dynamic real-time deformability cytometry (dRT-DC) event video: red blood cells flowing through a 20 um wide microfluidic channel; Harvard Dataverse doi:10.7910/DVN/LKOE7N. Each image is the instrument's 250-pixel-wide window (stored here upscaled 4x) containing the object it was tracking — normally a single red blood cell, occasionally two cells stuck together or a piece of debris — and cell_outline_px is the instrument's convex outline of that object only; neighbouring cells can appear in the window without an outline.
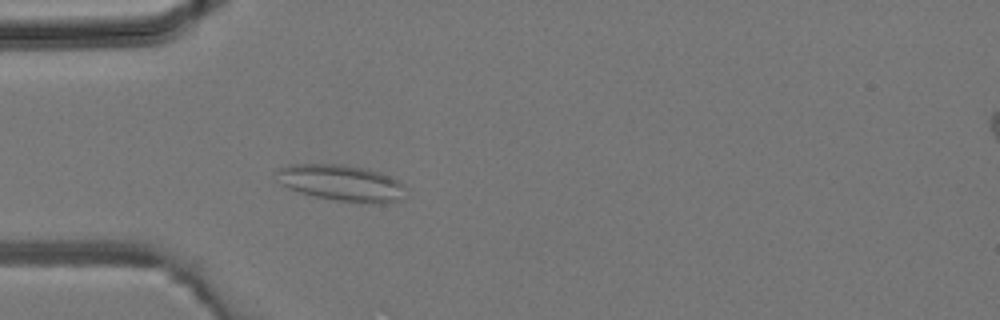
{"species": "common noctule bat (a hibernating species)", "species_latin": "Nyctalus noctula", "temperature_condition": "room temperature", "stored_images_in_passage": 27, "camera_frame_rate_fps": 3000, "um_per_image_px": 0.085, "animal": {"sex": "male", "body_mass_g": 19.2, "forearm_length_mm": 51.8}, "frame": {"image": 1, "passage_image": 5, "time_ms": 1.333, "image_size_px": [1000, 320], "cell_outline_px": [[404, 188], [400, 200], [384, 204], [380, 204], [336, 200], [316, 196], [300, 192], [288, 188], [284, 184], [276, 172], [276, 168], [288, 164], [344, 164], [364, 168], [380, 172], [404, 184]], "centroid_in_image_um": [29.03, 15.54], "position_along_channel_um": 56.0, "area_um2": 26.99}}
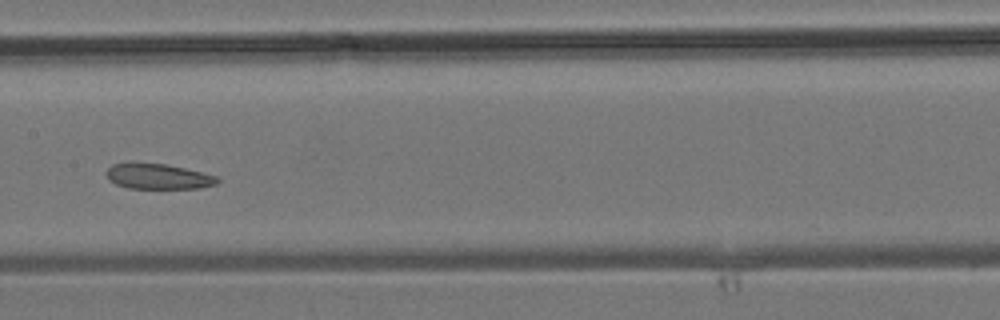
{"frame": {"image": 2, "passage_image": 14, "time_ms": 4.333, "image_size_px": [1000, 320], "cell_outline_px": [[220, 180], [216, 184], [200, 188], [128, 188], [116, 184], [108, 180], [104, 172], [112, 164], [128, 160], [132, 160], [168, 164], [216, 176]], "centroid_in_image_um": [13.33, 14.95], "position_along_channel_um": 194.1, "area_um2": 16.99}}
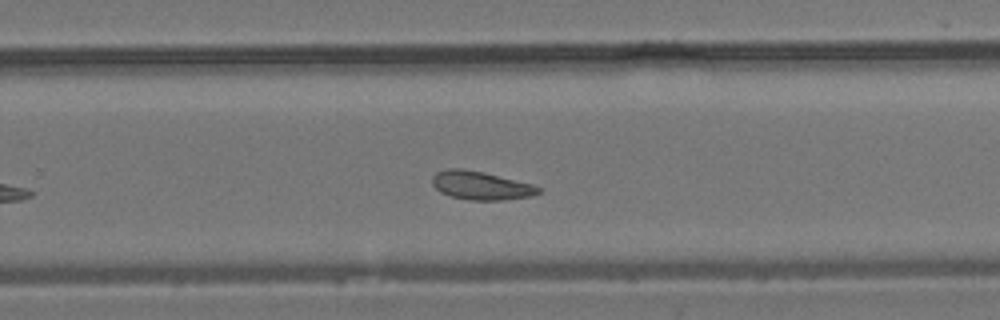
{"frame": {"image": 3, "passage_image": 20, "time_ms": 6.333, "image_size_px": [1000, 320], "cell_outline_px": [[544, 192], [532, 196], [504, 200], [472, 200], [452, 196], [440, 192], [432, 184], [432, 176], [436, 172], [444, 168], [460, 168], [484, 172], [532, 184], [544, 188]], "centroid_in_image_um": [40.91, 15.76], "position_along_channel_um": 288.9, "area_um2": 17.8}}